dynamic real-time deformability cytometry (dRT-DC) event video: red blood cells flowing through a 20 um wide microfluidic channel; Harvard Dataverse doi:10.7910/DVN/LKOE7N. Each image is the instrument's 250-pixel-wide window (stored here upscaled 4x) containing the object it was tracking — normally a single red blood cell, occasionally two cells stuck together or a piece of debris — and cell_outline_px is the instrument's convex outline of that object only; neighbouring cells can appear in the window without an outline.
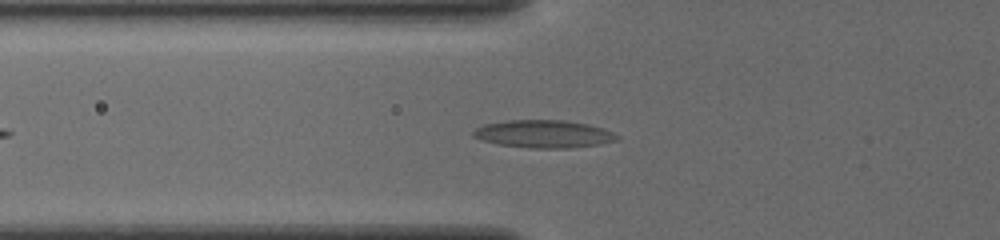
{"species": "common noctule bat (a hibernating species)", "species_latin": "Nyctalus noctula", "temperature_condition": "cold", "stored_images_in_passage": 41, "camera_frame_rate_fps": 3000, "um_per_image_px": 0.085, "animal": {"sex": "female", "body_mass_g": 19.5, "forearm_length_mm": 54.1}, "frame": {"image": 1, "passage_image": 8, "time_ms": 2.333, "image_size_px": [1000, 240], "cell_outline_px": [[620, 140], [600, 144], [568, 148], [528, 148], [500, 144], [480, 140], [472, 136], [472, 132], [476, 128], [484, 124], [508, 120], [564, 120], [588, 124], [612, 132], [620, 136]], "centroid_in_image_um": [46.21, 11.39], "position_along_channel_um": 79.6, "area_um2": 23.24}}
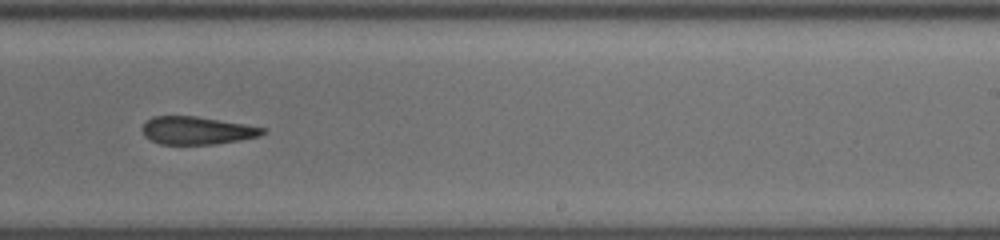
{"frame": {"image": 2, "passage_image": 23, "time_ms": 7.333, "image_size_px": [1000, 240], "cell_outline_px": [[268, 132], [260, 136], [240, 140], [216, 144], [160, 144], [144, 136], [144, 124], [152, 116], [196, 116], [268, 128]], "centroid_in_image_um": [16.81, 11.09], "position_along_channel_um": 272.2, "area_um2": 19.48}}
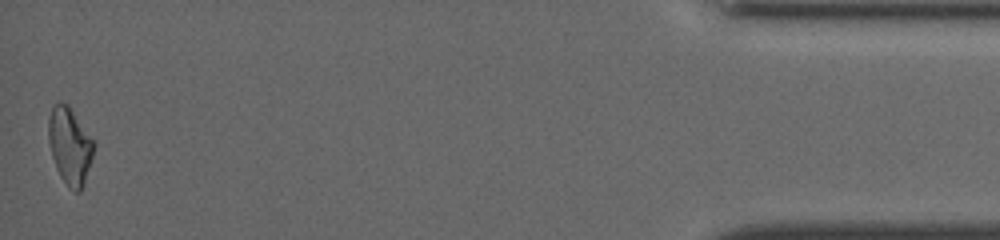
{"frame": {"image": 3, "passage_image": 41, "time_ms": 13.333, "image_size_px": [1000, 240], "cell_outline_px": [[96, 144], [80, 192], [76, 192], [68, 188], [60, 176], [56, 168], [52, 156], [48, 140], [48, 120], [52, 108], [60, 100], [68, 104]], "centroid_in_image_um": [5.92, 12.38], "position_along_channel_um": 429.3, "area_um2": 20.11}, "authors_computed_cell_mechanics": {"area_um2": 20.519, "velocity_mm_per_s": 3.8644, "shape_relaxation_time_tau1_ms": 6.2598, "shape_relaxation_time_tau2_ms": 4.0399, "deformation_change_tau1": 0.1434, "deformation_change_tau2": 0.1459}}